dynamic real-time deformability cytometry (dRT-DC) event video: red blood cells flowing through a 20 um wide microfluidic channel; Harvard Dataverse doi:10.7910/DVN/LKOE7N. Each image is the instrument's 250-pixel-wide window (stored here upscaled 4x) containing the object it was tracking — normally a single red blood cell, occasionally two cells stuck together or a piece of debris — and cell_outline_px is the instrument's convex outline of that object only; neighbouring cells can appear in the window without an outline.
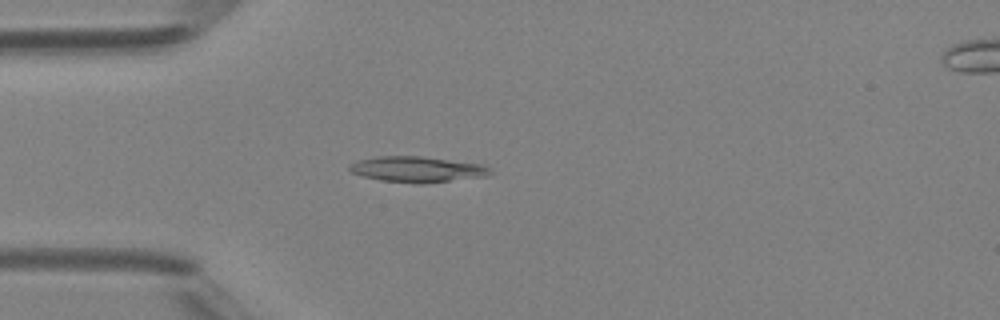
{"species": "Egyptian fruit bat (a non-hibernating species)", "species_latin": "Rousettus aegyptiacus", "temperature_condition": "room temperature", "stored_images_in_passage": 3, "camera_frame_rate_fps": 3000, "um_per_image_px": 0.085, "animal": {"sex": "female"}, "frame": {"image": 1, "passage_image": 3, "time_ms": 2.0, "image_size_px": [1000, 320], "cell_outline_px": [[492, 172], [488, 176], [424, 184], [416, 184], [380, 180], [364, 176], [352, 172], [348, 168], [356, 160], [380, 156], [424, 156], [484, 164], [492, 168]], "centroid_in_image_um": [35.54, 14.39], "position_along_channel_um": 49.5, "area_um2": 21.39}}